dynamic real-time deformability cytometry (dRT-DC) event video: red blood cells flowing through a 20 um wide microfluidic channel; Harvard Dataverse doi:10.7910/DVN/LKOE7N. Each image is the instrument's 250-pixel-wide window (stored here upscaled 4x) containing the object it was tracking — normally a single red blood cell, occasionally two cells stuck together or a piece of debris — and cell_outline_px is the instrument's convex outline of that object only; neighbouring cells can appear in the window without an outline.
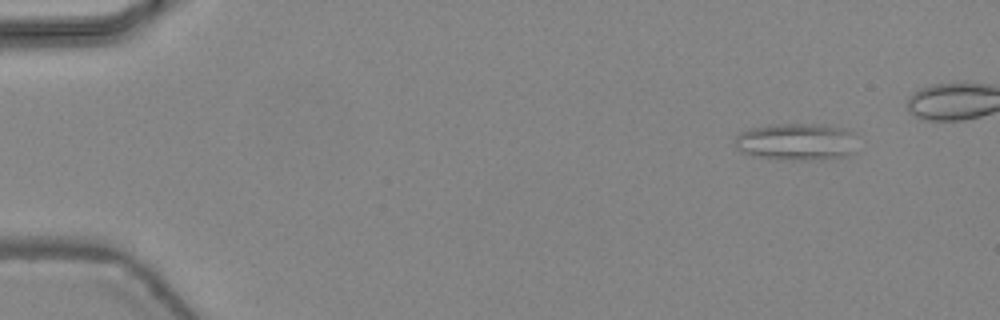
{"species": "common noctule bat (a hibernating species)", "species_latin": "Nyctalus noctula", "temperature_condition": "warm", "stored_images_in_passage": 42, "segment_of_instrument_passage": [1, 3], "camera_frame_rate_fps": 3000, "um_per_image_px": 0.085, "animal": {"sex": "female", "body_mass_g": 24.6, "forearm_length_mm": 56.2}, "frame": {"image": 1, "passage_image": 5, "time_ms": 1.333, "image_size_px": [1000, 320], "cell_outline_px": [[852, 152], [848, 156], [820, 160], [796, 160], [752, 156], [740, 152], [736, 148], [736, 136], [740, 132], [752, 128], [768, 124], [820, 124], [844, 128], [852, 132]], "centroid_in_image_um": [67.64, 12.05], "position_along_channel_um": 17.4, "area_um2": 26.41}}